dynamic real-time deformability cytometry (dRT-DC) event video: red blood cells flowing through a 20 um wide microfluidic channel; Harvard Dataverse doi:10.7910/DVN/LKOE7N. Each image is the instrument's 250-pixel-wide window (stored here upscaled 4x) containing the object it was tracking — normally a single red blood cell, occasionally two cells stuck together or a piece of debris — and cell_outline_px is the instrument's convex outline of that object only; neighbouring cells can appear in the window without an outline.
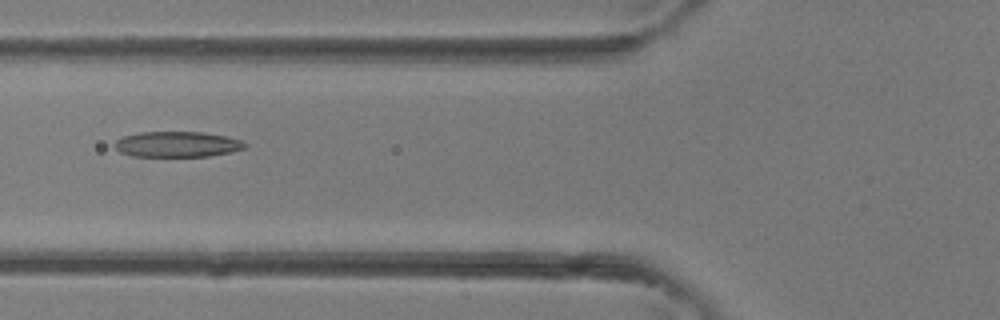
{"species": "common noctule bat (a hibernating species)", "species_latin": "Nyctalus noctula", "temperature_condition": "room temperature", "stored_images_in_passage": 4, "camera_frame_rate_fps": 3000, "um_per_image_px": 0.085, "animal": {"sex": "female"}, "frame": {"image": 1, "passage_image": 4, "time_ms": 1.0, "image_size_px": [1000, 320], "cell_outline_px": [[248, 144], [244, 148], [232, 152], [208, 156], [132, 156], [120, 152], [112, 144], [116, 140], [124, 136], [140, 132], [204, 132], [228, 136], [244, 140]], "centroid_in_image_um": [15.1, 12.26], "position_along_channel_um": 110.7, "area_um2": 19.59}}